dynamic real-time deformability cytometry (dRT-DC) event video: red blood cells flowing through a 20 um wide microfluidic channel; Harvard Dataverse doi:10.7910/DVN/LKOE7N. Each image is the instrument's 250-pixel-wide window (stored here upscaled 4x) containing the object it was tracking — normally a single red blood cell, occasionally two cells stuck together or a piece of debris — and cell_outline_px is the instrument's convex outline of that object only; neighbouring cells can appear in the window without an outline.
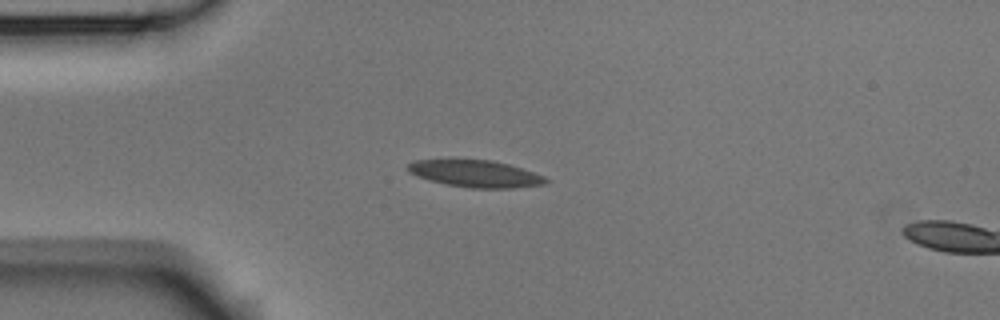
{"species": "Egyptian fruit bat (a non-hibernating species)", "species_latin": "Rousettus aegyptiacus", "temperature_condition": "room temperature", "stored_images_in_passage": 5, "camera_frame_rate_fps": 3000, "um_per_image_px": 0.085, "animal": {"sex": "male"}, "frame": {"image": 1, "passage_image": 3, "time_ms": 0.667, "image_size_px": [1000, 320], "cell_outline_px": [[548, 180], [544, 184], [516, 188], [472, 188], [448, 184], [428, 180], [408, 172], [408, 164], [416, 160], [492, 160], [508, 164], [544, 176]], "centroid_in_image_um": [40.42, 14.77], "position_along_channel_um": 44.6, "area_um2": 21.33}}
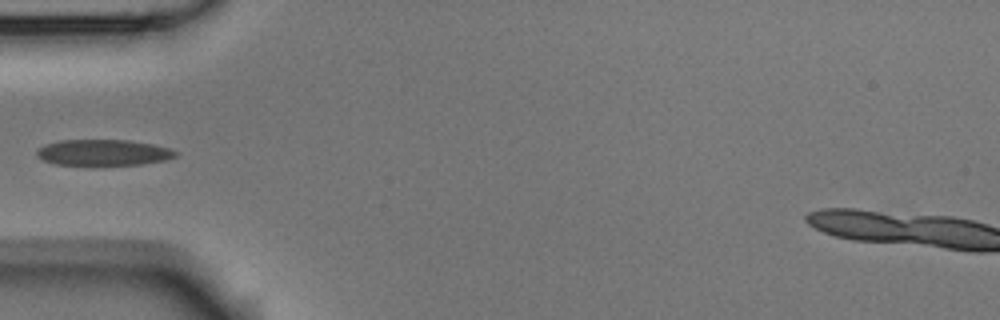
{"frame": {"image": 2, "passage_image": 4, "time_ms": 1.0, "image_size_px": [1000, 320], "cell_outline_px": [[180, 152], [176, 156], [164, 160], [140, 164], [92, 168], [56, 164], [44, 160], [36, 156], [36, 148], [44, 144], [60, 140], [128, 140], [152, 144], [168, 148]], "centroid_in_image_um": [8.72, 13.01], "position_along_channel_um": 76.3, "area_um2": 22.02}}
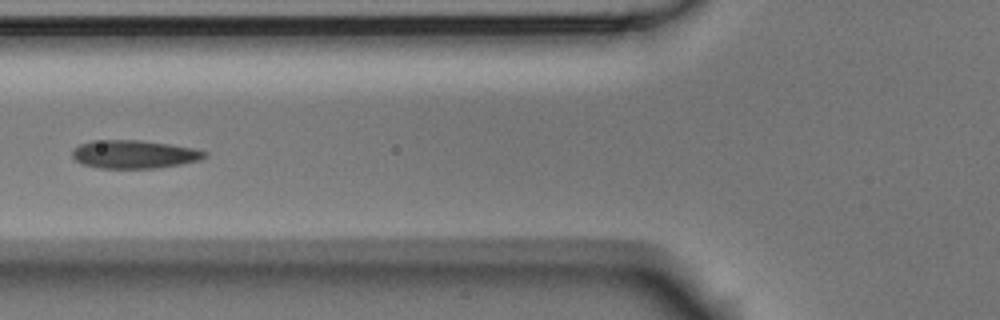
{"frame": {"image": 3, "passage_image": 5, "time_ms": 1.333, "image_size_px": [1000, 320], "cell_outline_px": [[208, 156], [200, 160], [160, 168], [100, 168], [84, 164], [76, 160], [72, 156], [72, 148], [80, 144], [92, 140], [140, 140], [168, 144], [192, 148], [208, 152]], "centroid_in_image_um": [11.4, 13.11], "position_along_channel_um": 114.4, "area_um2": 21.79}}